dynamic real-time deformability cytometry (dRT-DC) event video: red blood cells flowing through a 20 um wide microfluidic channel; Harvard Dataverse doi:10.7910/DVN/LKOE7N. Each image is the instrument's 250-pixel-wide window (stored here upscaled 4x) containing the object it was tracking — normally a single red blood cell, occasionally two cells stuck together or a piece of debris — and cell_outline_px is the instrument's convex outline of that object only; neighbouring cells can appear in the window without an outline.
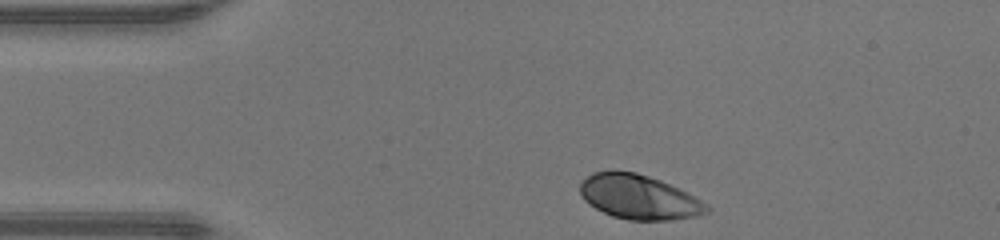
{"species": "human", "species_latin": "Homo sapiens", "temperature_condition": "warm", "stored_images_in_passage": 31, "camera_frame_rate_fps": 3000, "um_per_image_px": 0.085, "donor": {"sex": "male"}, "frame": {"image": 1, "passage_image": 1, "time_ms": 0.0, "image_size_px": [1000, 240], "cell_outline_px": [[708, 212], [696, 216], [668, 220], [628, 220], [612, 216], [588, 204], [584, 200], [580, 192], [580, 184], [592, 172], [608, 168], [616, 168], [636, 172], [660, 180], [700, 200], [708, 208]], "centroid_in_image_um": [54.21, 16.71], "position_along_channel_um": 30.8, "area_um2": 32.77}}
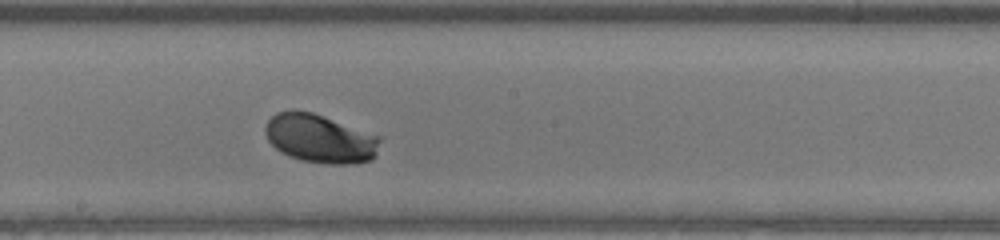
{"frame": {"image": 2, "passage_image": 18, "time_ms": 5.667, "image_size_px": [1000, 240], "cell_outline_px": [[384, 136], [372, 160], [356, 164], [328, 164], [300, 160], [280, 152], [268, 140], [264, 132], [264, 128], [268, 120], [276, 112], [292, 108], [296, 108], [312, 112]], "centroid_in_image_um": [27.23, 11.75], "position_along_channel_um": 221.0, "area_um2": 33.29}}
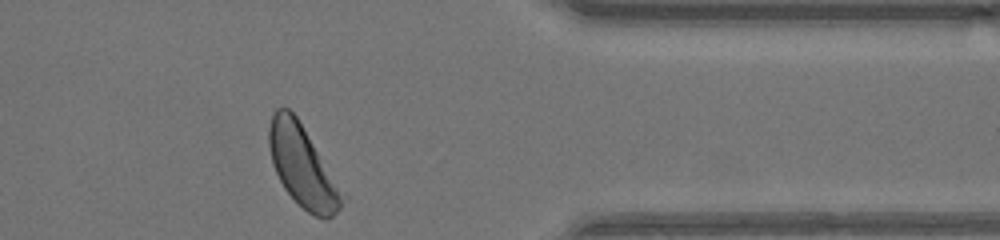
{"frame": {"image": 3, "passage_image": 31, "time_ms": 10.0, "image_size_px": [1000, 240], "cell_outline_px": [[348, 196], [340, 208], [332, 216], [324, 220], [308, 212], [284, 188], [272, 164], [268, 144], [268, 128], [272, 112], [276, 108], [288, 108], [296, 116]], "centroid_in_image_um": [25.74, 14.13], "position_along_channel_um": 385.7, "area_um2": 34.8}, "authors_computed_cell_mechanics": {"area_um2": 32.3102, "velocity_mm_per_s": 4.228, "shape_relaxation_time_tau1_ms": 1.58, "shape_relaxation_time_tau2_ms": null, "deformation_change_tau1": 0.1214, "deformation_change_tau2": null}}